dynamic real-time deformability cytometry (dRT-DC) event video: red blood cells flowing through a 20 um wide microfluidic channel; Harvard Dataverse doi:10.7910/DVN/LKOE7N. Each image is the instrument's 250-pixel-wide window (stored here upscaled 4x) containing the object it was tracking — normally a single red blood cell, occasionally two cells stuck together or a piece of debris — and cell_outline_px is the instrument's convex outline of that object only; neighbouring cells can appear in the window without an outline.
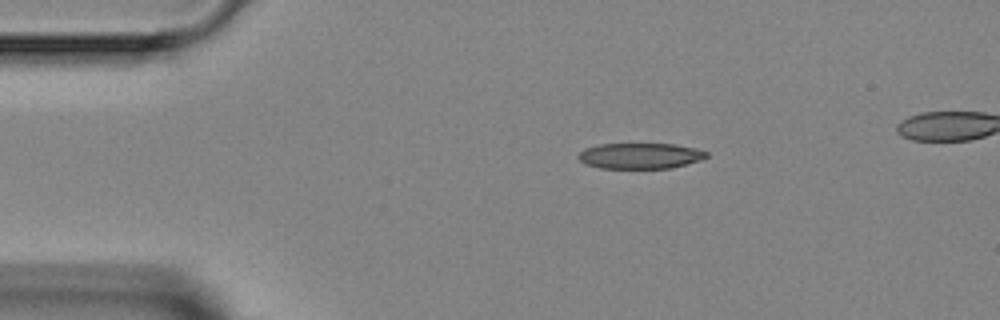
{"species": "Egyptian fruit bat (a non-hibernating species)", "species_latin": "Rousettus aegyptiacus", "temperature_condition": "room temperature", "stored_images_in_passage": 4, "camera_frame_rate_fps": 3000, "um_per_image_px": 0.085, "animal": {"sex": "female"}, "frame": {"image": 1, "passage_image": 4, "time_ms": 3.667, "image_size_px": [1000, 320], "cell_outline_px": [[708, 156], [700, 160], [672, 168], [600, 168], [584, 164], [576, 156], [584, 148], [600, 144], [676, 144], [696, 148], [708, 152]], "centroid_in_image_um": [54.4, 13.24], "position_along_channel_um": 30.6, "area_um2": 19.31}}